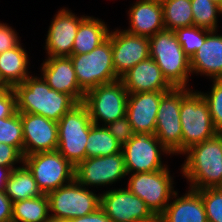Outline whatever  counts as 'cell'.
<instances>
[{
	"mask_svg": "<svg viewBox=\"0 0 222 222\" xmlns=\"http://www.w3.org/2000/svg\"><path fill=\"white\" fill-rule=\"evenodd\" d=\"M13 202L5 194L0 192V222H12Z\"/></svg>",
	"mask_w": 222,
	"mask_h": 222,
	"instance_id": "39",
	"label": "cell"
},
{
	"mask_svg": "<svg viewBox=\"0 0 222 222\" xmlns=\"http://www.w3.org/2000/svg\"><path fill=\"white\" fill-rule=\"evenodd\" d=\"M23 164L32 173L43 194H48L75 179V167L57 150L25 156Z\"/></svg>",
	"mask_w": 222,
	"mask_h": 222,
	"instance_id": "12",
	"label": "cell"
},
{
	"mask_svg": "<svg viewBox=\"0 0 222 222\" xmlns=\"http://www.w3.org/2000/svg\"><path fill=\"white\" fill-rule=\"evenodd\" d=\"M17 111L16 94L13 88L0 92V119L8 118Z\"/></svg>",
	"mask_w": 222,
	"mask_h": 222,
	"instance_id": "38",
	"label": "cell"
},
{
	"mask_svg": "<svg viewBox=\"0 0 222 222\" xmlns=\"http://www.w3.org/2000/svg\"><path fill=\"white\" fill-rule=\"evenodd\" d=\"M13 89L19 113L37 114L56 122L78 104L70 95L51 89L35 72Z\"/></svg>",
	"mask_w": 222,
	"mask_h": 222,
	"instance_id": "2",
	"label": "cell"
},
{
	"mask_svg": "<svg viewBox=\"0 0 222 222\" xmlns=\"http://www.w3.org/2000/svg\"><path fill=\"white\" fill-rule=\"evenodd\" d=\"M162 6L166 30L193 26L191 0H165Z\"/></svg>",
	"mask_w": 222,
	"mask_h": 222,
	"instance_id": "29",
	"label": "cell"
},
{
	"mask_svg": "<svg viewBox=\"0 0 222 222\" xmlns=\"http://www.w3.org/2000/svg\"><path fill=\"white\" fill-rule=\"evenodd\" d=\"M130 5L125 11L128 26L121 27L124 31L132 35L150 38L165 29L162 4L136 0Z\"/></svg>",
	"mask_w": 222,
	"mask_h": 222,
	"instance_id": "19",
	"label": "cell"
},
{
	"mask_svg": "<svg viewBox=\"0 0 222 222\" xmlns=\"http://www.w3.org/2000/svg\"><path fill=\"white\" fill-rule=\"evenodd\" d=\"M145 1H150V2L162 4L165 0H145Z\"/></svg>",
	"mask_w": 222,
	"mask_h": 222,
	"instance_id": "43",
	"label": "cell"
},
{
	"mask_svg": "<svg viewBox=\"0 0 222 222\" xmlns=\"http://www.w3.org/2000/svg\"><path fill=\"white\" fill-rule=\"evenodd\" d=\"M121 151L127 174L152 172L167 168L170 165L167 159L174 157L155 134L144 132L135 133L122 146Z\"/></svg>",
	"mask_w": 222,
	"mask_h": 222,
	"instance_id": "8",
	"label": "cell"
},
{
	"mask_svg": "<svg viewBox=\"0 0 222 222\" xmlns=\"http://www.w3.org/2000/svg\"><path fill=\"white\" fill-rule=\"evenodd\" d=\"M167 92L129 93L126 116L134 133L154 134L159 103Z\"/></svg>",
	"mask_w": 222,
	"mask_h": 222,
	"instance_id": "20",
	"label": "cell"
},
{
	"mask_svg": "<svg viewBox=\"0 0 222 222\" xmlns=\"http://www.w3.org/2000/svg\"><path fill=\"white\" fill-rule=\"evenodd\" d=\"M15 29L12 24L0 20V54L16 47L22 41Z\"/></svg>",
	"mask_w": 222,
	"mask_h": 222,
	"instance_id": "36",
	"label": "cell"
},
{
	"mask_svg": "<svg viewBox=\"0 0 222 222\" xmlns=\"http://www.w3.org/2000/svg\"><path fill=\"white\" fill-rule=\"evenodd\" d=\"M105 21L93 15L89 16L87 13L78 27L72 55L89 53L108 38L111 26Z\"/></svg>",
	"mask_w": 222,
	"mask_h": 222,
	"instance_id": "25",
	"label": "cell"
},
{
	"mask_svg": "<svg viewBox=\"0 0 222 222\" xmlns=\"http://www.w3.org/2000/svg\"><path fill=\"white\" fill-rule=\"evenodd\" d=\"M184 159L176 173L186 179L188 188H219L222 184V133L191 146L181 156ZM185 157V158H184ZM179 171V172H178Z\"/></svg>",
	"mask_w": 222,
	"mask_h": 222,
	"instance_id": "1",
	"label": "cell"
},
{
	"mask_svg": "<svg viewBox=\"0 0 222 222\" xmlns=\"http://www.w3.org/2000/svg\"><path fill=\"white\" fill-rule=\"evenodd\" d=\"M170 166L152 172L127 174L126 177L125 187L141 198L157 218L178 190L175 179L179 175L174 176L176 173Z\"/></svg>",
	"mask_w": 222,
	"mask_h": 222,
	"instance_id": "4",
	"label": "cell"
},
{
	"mask_svg": "<svg viewBox=\"0 0 222 222\" xmlns=\"http://www.w3.org/2000/svg\"><path fill=\"white\" fill-rule=\"evenodd\" d=\"M40 76L51 87L83 103L85 92L80 88L70 57H44L39 66Z\"/></svg>",
	"mask_w": 222,
	"mask_h": 222,
	"instance_id": "18",
	"label": "cell"
},
{
	"mask_svg": "<svg viewBox=\"0 0 222 222\" xmlns=\"http://www.w3.org/2000/svg\"><path fill=\"white\" fill-rule=\"evenodd\" d=\"M23 125V156L37 152L55 151L58 146L56 121L32 113H20Z\"/></svg>",
	"mask_w": 222,
	"mask_h": 222,
	"instance_id": "17",
	"label": "cell"
},
{
	"mask_svg": "<svg viewBox=\"0 0 222 222\" xmlns=\"http://www.w3.org/2000/svg\"><path fill=\"white\" fill-rule=\"evenodd\" d=\"M210 30L197 26L178 28L174 31L184 53L191 58L202 46Z\"/></svg>",
	"mask_w": 222,
	"mask_h": 222,
	"instance_id": "32",
	"label": "cell"
},
{
	"mask_svg": "<svg viewBox=\"0 0 222 222\" xmlns=\"http://www.w3.org/2000/svg\"><path fill=\"white\" fill-rule=\"evenodd\" d=\"M51 221L67 222L100 208V193L80 185L75 179L47 194Z\"/></svg>",
	"mask_w": 222,
	"mask_h": 222,
	"instance_id": "6",
	"label": "cell"
},
{
	"mask_svg": "<svg viewBox=\"0 0 222 222\" xmlns=\"http://www.w3.org/2000/svg\"><path fill=\"white\" fill-rule=\"evenodd\" d=\"M4 192L12 202L44 195L24 164L12 170Z\"/></svg>",
	"mask_w": 222,
	"mask_h": 222,
	"instance_id": "26",
	"label": "cell"
},
{
	"mask_svg": "<svg viewBox=\"0 0 222 222\" xmlns=\"http://www.w3.org/2000/svg\"><path fill=\"white\" fill-rule=\"evenodd\" d=\"M23 161L24 156L16 147L0 143V166L20 167Z\"/></svg>",
	"mask_w": 222,
	"mask_h": 222,
	"instance_id": "37",
	"label": "cell"
},
{
	"mask_svg": "<svg viewBox=\"0 0 222 222\" xmlns=\"http://www.w3.org/2000/svg\"><path fill=\"white\" fill-rule=\"evenodd\" d=\"M47 194L13 202L12 222H50Z\"/></svg>",
	"mask_w": 222,
	"mask_h": 222,
	"instance_id": "27",
	"label": "cell"
},
{
	"mask_svg": "<svg viewBox=\"0 0 222 222\" xmlns=\"http://www.w3.org/2000/svg\"><path fill=\"white\" fill-rule=\"evenodd\" d=\"M18 167H4L0 166V192L5 191L6 183L12 173V170Z\"/></svg>",
	"mask_w": 222,
	"mask_h": 222,
	"instance_id": "41",
	"label": "cell"
},
{
	"mask_svg": "<svg viewBox=\"0 0 222 222\" xmlns=\"http://www.w3.org/2000/svg\"><path fill=\"white\" fill-rule=\"evenodd\" d=\"M128 95L119 79L87 91L83 104L87 107L94 125L106 126L126 116Z\"/></svg>",
	"mask_w": 222,
	"mask_h": 222,
	"instance_id": "11",
	"label": "cell"
},
{
	"mask_svg": "<svg viewBox=\"0 0 222 222\" xmlns=\"http://www.w3.org/2000/svg\"><path fill=\"white\" fill-rule=\"evenodd\" d=\"M8 87L2 82L0 78V92L6 90Z\"/></svg>",
	"mask_w": 222,
	"mask_h": 222,
	"instance_id": "42",
	"label": "cell"
},
{
	"mask_svg": "<svg viewBox=\"0 0 222 222\" xmlns=\"http://www.w3.org/2000/svg\"><path fill=\"white\" fill-rule=\"evenodd\" d=\"M105 127L121 146L125 145L135 134L127 116L117 119Z\"/></svg>",
	"mask_w": 222,
	"mask_h": 222,
	"instance_id": "35",
	"label": "cell"
},
{
	"mask_svg": "<svg viewBox=\"0 0 222 222\" xmlns=\"http://www.w3.org/2000/svg\"><path fill=\"white\" fill-rule=\"evenodd\" d=\"M57 151L74 167L86 159V143L93 122L87 107L76 104L57 122Z\"/></svg>",
	"mask_w": 222,
	"mask_h": 222,
	"instance_id": "5",
	"label": "cell"
},
{
	"mask_svg": "<svg viewBox=\"0 0 222 222\" xmlns=\"http://www.w3.org/2000/svg\"><path fill=\"white\" fill-rule=\"evenodd\" d=\"M126 177L122 151L110 156L87 158L75 167V180L88 189H97L100 194L117 187L118 183L120 187V181L121 186H124Z\"/></svg>",
	"mask_w": 222,
	"mask_h": 222,
	"instance_id": "9",
	"label": "cell"
},
{
	"mask_svg": "<svg viewBox=\"0 0 222 222\" xmlns=\"http://www.w3.org/2000/svg\"><path fill=\"white\" fill-rule=\"evenodd\" d=\"M0 143L16 147L23 154V125L18 111L8 118L0 119Z\"/></svg>",
	"mask_w": 222,
	"mask_h": 222,
	"instance_id": "31",
	"label": "cell"
},
{
	"mask_svg": "<svg viewBox=\"0 0 222 222\" xmlns=\"http://www.w3.org/2000/svg\"><path fill=\"white\" fill-rule=\"evenodd\" d=\"M86 14H78L71 8L61 7L51 18L43 47L45 57H69L80 22Z\"/></svg>",
	"mask_w": 222,
	"mask_h": 222,
	"instance_id": "15",
	"label": "cell"
},
{
	"mask_svg": "<svg viewBox=\"0 0 222 222\" xmlns=\"http://www.w3.org/2000/svg\"><path fill=\"white\" fill-rule=\"evenodd\" d=\"M112 28L108 38L111 40L115 72L121 78L132 67L150 57L149 38L132 35L120 26Z\"/></svg>",
	"mask_w": 222,
	"mask_h": 222,
	"instance_id": "16",
	"label": "cell"
},
{
	"mask_svg": "<svg viewBox=\"0 0 222 222\" xmlns=\"http://www.w3.org/2000/svg\"><path fill=\"white\" fill-rule=\"evenodd\" d=\"M149 50L150 57L174 88L198 87L190 82L193 81L190 58L184 53L174 31L164 29L150 37Z\"/></svg>",
	"mask_w": 222,
	"mask_h": 222,
	"instance_id": "3",
	"label": "cell"
},
{
	"mask_svg": "<svg viewBox=\"0 0 222 222\" xmlns=\"http://www.w3.org/2000/svg\"><path fill=\"white\" fill-rule=\"evenodd\" d=\"M185 188L184 193L179 194L178 189L173 194L158 222H207L201 195L196 190Z\"/></svg>",
	"mask_w": 222,
	"mask_h": 222,
	"instance_id": "23",
	"label": "cell"
},
{
	"mask_svg": "<svg viewBox=\"0 0 222 222\" xmlns=\"http://www.w3.org/2000/svg\"><path fill=\"white\" fill-rule=\"evenodd\" d=\"M100 208L112 222H158L146 203L125 185L102 192Z\"/></svg>",
	"mask_w": 222,
	"mask_h": 222,
	"instance_id": "14",
	"label": "cell"
},
{
	"mask_svg": "<svg viewBox=\"0 0 222 222\" xmlns=\"http://www.w3.org/2000/svg\"><path fill=\"white\" fill-rule=\"evenodd\" d=\"M209 82L212 84L209 85L208 91H199L208 103L214 127L222 133V79L209 80Z\"/></svg>",
	"mask_w": 222,
	"mask_h": 222,
	"instance_id": "33",
	"label": "cell"
},
{
	"mask_svg": "<svg viewBox=\"0 0 222 222\" xmlns=\"http://www.w3.org/2000/svg\"><path fill=\"white\" fill-rule=\"evenodd\" d=\"M120 80L128 93L170 91L174 88L151 57L132 67Z\"/></svg>",
	"mask_w": 222,
	"mask_h": 222,
	"instance_id": "22",
	"label": "cell"
},
{
	"mask_svg": "<svg viewBox=\"0 0 222 222\" xmlns=\"http://www.w3.org/2000/svg\"><path fill=\"white\" fill-rule=\"evenodd\" d=\"M212 1L217 3L218 5H220L222 7V0H212Z\"/></svg>",
	"mask_w": 222,
	"mask_h": 222,
	"instance_id": "44",
	"label": "cell"
},
{
	"mask_svg": "<svg viewBox=\"0 0 222 222\" xmlns=\"http://www.w3.org/2000/svg\"><path fill=\"white\" fill-rule=\"evenodd\" d=\"M22 42L23 40L16 47L0 54V78L8 88L23 83L35 72L30 68L31 53Z\"/></svg>",
	"mask_w": 222,
	"mask_h": 222,
	"instance_id": "24",
	"label": "cell"
},
{
	"mask_svg": "<svg viewBox=\"0 0 222 222\" xmlns=\"http://www.w3.org/2000/svg\"><path fill=\"white\" fill-rule=\"evenodd\" d=\"M182 128L181 155L191 146L212 138L218 133L209 106L198 89L193 88L180 106Z\"/></svg>",
	"mask_w": 222,
	"mask_h": 222,
	"instance_id": "7",
	"label": "cell"
},
{
	"mask_svg": "<svg viewBox=\"0 0 222 222\" xmlns=\"http://www.w3.org/2000/svg\"><path fill=\"white\" fill-rule=\"evenodd\" d=\"M193 25L210 31L220 30L222 7L212 0H191Z\"/></svg>",
	"mask_w": 222,
	"mask_h": 222,
	"instance_id": "30",
	"label": "cell"
},
{
	"mask_svg": "<svg viewBox=\"0 0 222 222\" xmlns=\"http://www.w3.org/2000/svg\"><path fill=\"white\" fill-rule=\"evenodd\" d=\"M67 222H112L106 215V213L101 209L98 208L95 212L69 219Z\"/></svg>",
	"mask_w": 222,
	"mask_h": 222,
	"instance_id": "40",
	"label": "cell"
},
{
	"mask_svg": "<svg viewBox=\"0 0 222 222\" xmlns=\"http://www.w3.org/2000/svg\"><path fill=\"white\" fill-rule=\"evenodd\" d=\"M196 191L201 195L207 222H222V190L203 188Z\"/></svg>",
	"mask_w": 222,
	"mask_h": 222,
	"instance_id": "34",
	"label": "cell"
},
{
	"mask_svg": "<svg viewBox=\"0 0 222 222\" xmlns=\"http://www.w3.org/2000/svg\"><path fill=\"white\" fill-rule=\"evenodd\" d=\"M122 146L105 126L92 125L86 143V159L120 153Z\"/></svg>",
	"mask_w": 222,
	"mask_h": 222,
	"instance_id": "28",
	"label": "cell"
},
{
	"mask_svg": "<svg viewBox=\"0 0 222 222\" xmlns=\"http://www.w3.org/2000/svg\"><path fill=\"white\" fill-rule=\"evenodd\" d=\"M193 88H173L159 103L154 134L176 158L181 156L182 128L180 106L182 99Z\"/></svg>",
	"mask_w": 222,
	"mask_h": 222,
	"instance_id": "13",
	"label": "cell"
},
{
	"mask_svg": "<svg viewBox=\"0 0 222 222\" xmlns=\"http://www.w3.org/2000/svg\"><path fill=\"white\" fill-rule=\"evenodd\" d=\"M190 69L192 78L204 77L208 81L222 79L221 30L211 31L206 36L202 46L190 58Z\"/></svg>",
	"mask_w": 222,
	"mask_h": 222,
	"instance_id": "21",
	"label": "cell"
},
{
	"mask_svg": "<svg viewBox=\"0 0 222 222\" xmlns=\"http://www.w3.org/2000/svg\"><path fill=\"white\" fill-rule=\"evenodd\" d=\"M80 88L87 91L112 83L120 78L116 75L112 58L111 40L107 38L89 53L69 56Z\"/></svg>",
	"mask_w": 222,
	"mask_h": 222,
	"instance_id": "10",
	"label": "cell"
}]
</instances>
